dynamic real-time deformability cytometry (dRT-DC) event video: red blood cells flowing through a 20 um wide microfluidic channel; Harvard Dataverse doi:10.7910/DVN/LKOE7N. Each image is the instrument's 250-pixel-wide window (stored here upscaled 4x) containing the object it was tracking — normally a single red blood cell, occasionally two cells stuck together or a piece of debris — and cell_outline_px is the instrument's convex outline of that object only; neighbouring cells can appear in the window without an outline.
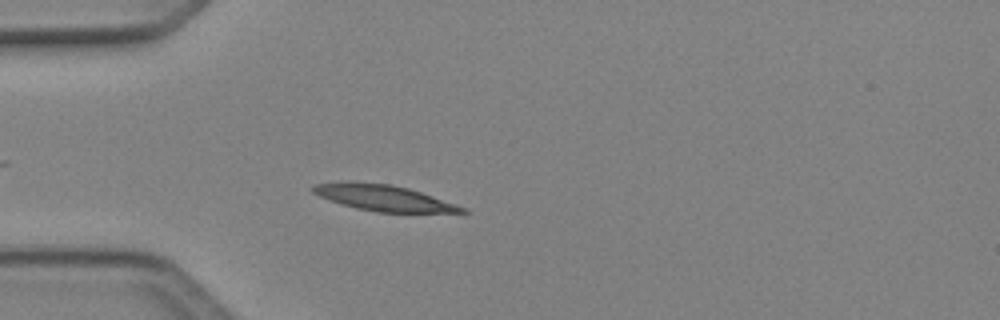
{"species": "Egyptian fruit bat (a non-hibernating species)", "species_latin": "Rousettus aegyptiacus", "temperature_condition": "cold", "stored_images_in_passage": 36, "camera_frame_rate_fps": 3000, "um_per_image_px": 0.085, "animal": {"sex": "female"}, "frame": {"image": 1, "passage_image": 1, "time_ms": 0.0, "image_size_px": [1000, 320], "cell_outline_px": [[472, 212], [376, 212], [356, 208], [320, 196], [312, 192], [308, 188], [312, 184], [344, 180], [348, 180], [392, 184], [408, 188], [468, 208]], "centroid_in_image_um": [32.55, 16.79], "position_along_channel_um": 52.5, "area_um2": 22.72}}
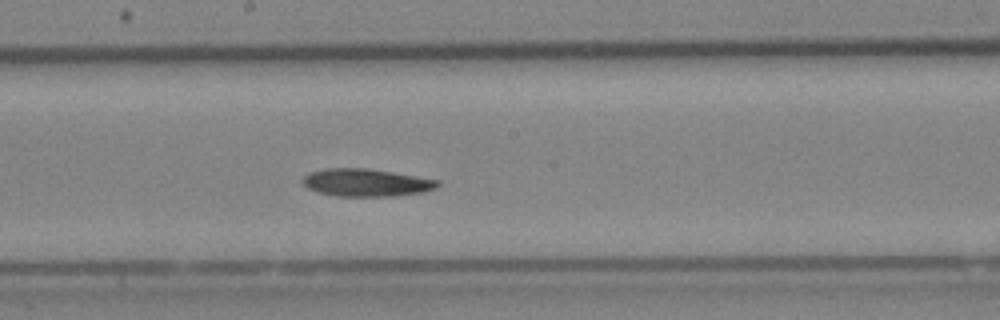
{"frame": {"image": 2, "passage_image": 14, "time_ms": 4.333, "image_size_px": [1000, 320], "cell_outline_px": [[440, 184], [436, 188], [424, 192], [396, 196], [336, 196], [316, 192], [308, 188], [300, 180], [308, 172], [324, 168], [364, 168], [392, 172], [440, 180]], "centroid_in_image_um": [31.1, 15.52], "position_along_channel_um": 217.1, "area_um2": 21.91}}
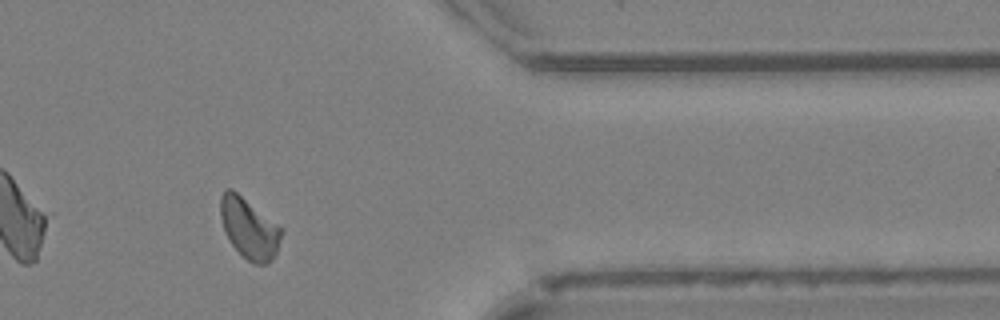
{"frame": {"image": 3, "passage_image": 28, "time_ms": 9.0, "image_size_px": [1000, 320], "cell_outline_px": [[284, 232], [276, 252], [272, 260], [268, 264], [256, 264], [248, 260], [228, 240], [220, 216], [220, 196], [228, 188], [232, 188], [284, 228]], "centroid_in_image_um": [21.21, 19.39], "position_along_channel_um": 390.2, "area_um2": 21.62}, "authors_computed_cell_mechanics": {"area_um2": 21.2704, "velocity_mm_per_s": 4.0824, "shape_relaxation_time_tau1_ms": 9.6969, "shape_relaxation_time_tau2_ms": null, "deformation_change_tau1": 0.18, "deformation_change_tau2": null}}